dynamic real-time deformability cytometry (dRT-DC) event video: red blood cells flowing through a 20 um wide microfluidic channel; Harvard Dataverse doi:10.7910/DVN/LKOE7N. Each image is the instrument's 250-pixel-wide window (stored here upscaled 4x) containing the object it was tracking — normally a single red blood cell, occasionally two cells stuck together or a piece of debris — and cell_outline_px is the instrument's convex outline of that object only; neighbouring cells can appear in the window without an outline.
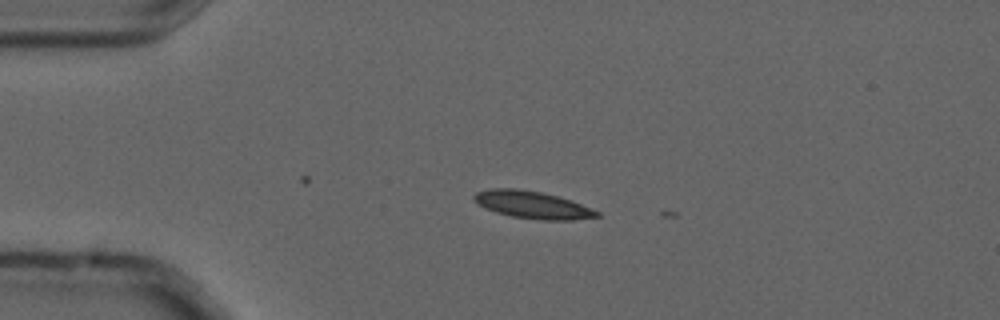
{"species": "common noctule bat (a hibernating species)", "species_latin": "Nyctalus noctula", "temperature_condition": "cold", "stored_images_in_passage": 2, "camera_frame_rate_fps": 3000, "um_per_image_px": 0.085, "animal": {"sex": "male", "forearm_length_mm": 52.5}, "frame": {"image": 1, "passage_image": 1, "time_ms": 0.0, "image_size_px": [1000, 320], "cell_outline_px": [[600, 216], [572, 220], [540, 220], [512, 216], [496, 212], [484, 208], [472, 200], [472, 196], [476, 192], [492, 188], [516, 188], [540, 192], [572, 200], [600, 212]], "centroid_in_image_um": [45.23, 17.41], "position_along_channel_um": 39.8, "area_um2": 19.59}}